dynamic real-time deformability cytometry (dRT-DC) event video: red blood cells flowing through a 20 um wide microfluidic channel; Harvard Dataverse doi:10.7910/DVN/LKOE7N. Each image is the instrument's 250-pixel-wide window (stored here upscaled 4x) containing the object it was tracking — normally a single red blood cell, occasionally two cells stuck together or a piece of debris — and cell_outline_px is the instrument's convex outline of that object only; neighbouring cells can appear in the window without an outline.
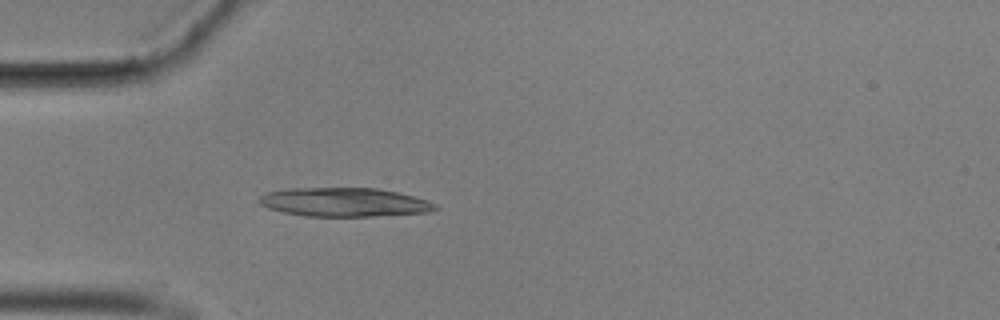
{"species": "common noctule bat (a hibernating species)", "species_latin": "Nyctalus noctula", "temperature_condition": "cold", "stored_images_in_passage": 56, "camera_frame_rate_fps": 3000, "um_per_image_px": 0.085, "animal": {"sex": "male", "body_mass_g": 17.9}, "frame": {"image": 1, "passage_image": 16, "time_ms": 5.0, "image_size_px": [1000, 320], "cell_outline_px": [[440, 208], [428, 212], [372, 216], [304, 216], [284, 212], [268, 208], [260, 204], [256, 200], [264, 192], [288, 188], [376, 188], [400, 192], [428, 200], [436, 204]], "centroid_in_image_um": [29.25, 17.18], "position_along_channel_um": 55.8, "area_um2": 29.82}}
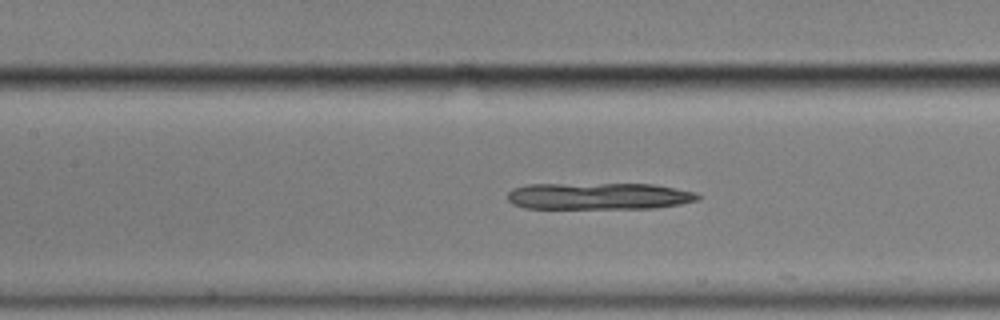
{"frame": {"image": 2, "passage_image": 25, "time_ms": 8.0, "image_size_px": [1000, 320], "cell_outline_px": [[700, 196], [696, 200], [680, 204], [656, 208], [524, 208], [512, 204], [508, 200], [508, 192], [512, 188], [528, 184], [652, 184], [676, 188], [696, 192]], "centroid_in_image_um": [50.87, 16.67], "position_along_channel_um": 156.5, "area_um2": 29.71}}
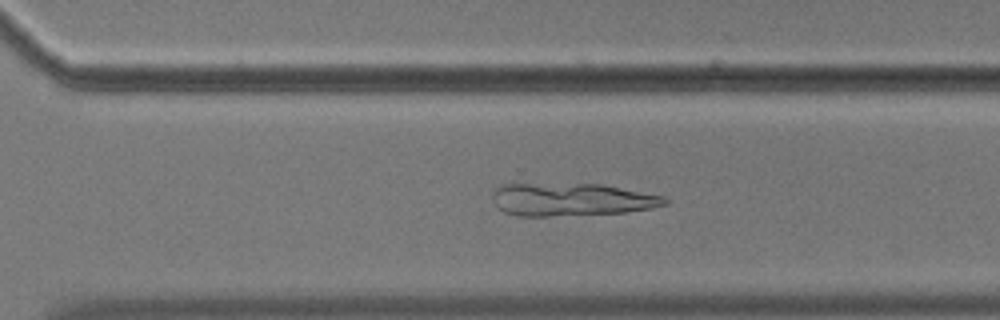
{"frame": {"image": 3, "passage_image": 39, "time_ms": 12.667, "image_size_px": [1000, 320], "cell_outline_px": [[668, 204], [652, 208], [624, 212], [548, 216], [516, 216], [504, 212], [492, 200], [492, 192], [496, 184], [600, 184], [664, 196], [668, 200]], "centroid_in_image_um": [48.52, 16.95], "position_along_channel_um": 322.1, "area_um2": 32.89}}